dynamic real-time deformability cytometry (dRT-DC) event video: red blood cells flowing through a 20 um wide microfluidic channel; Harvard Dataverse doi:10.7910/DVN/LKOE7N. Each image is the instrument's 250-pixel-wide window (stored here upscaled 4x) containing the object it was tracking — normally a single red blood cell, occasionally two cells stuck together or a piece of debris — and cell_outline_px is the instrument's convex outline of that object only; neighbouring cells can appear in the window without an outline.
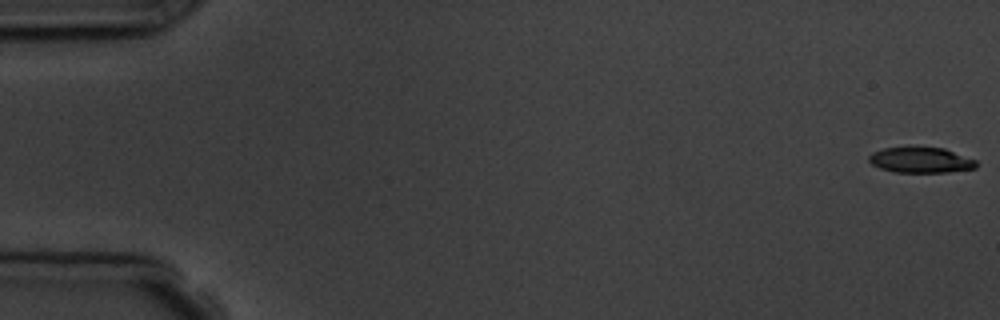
{"species": "common noctule bat (a hibernating species)", "species_latin": "Nyctalus noctula", "temperature_condition": "room temperature", "stored_images_in_passage": 6, "camera_frame_rate_fps": 3000, "um_per_image_px": 0.085, "animal": {"sex": "male", "body_mass_g": 19.5, "forearm_length_mm": 54.6}, "frame": {"image": 1, "passage_image": 1, "time_ms": 0.0, "image_size_px": [1000, 320], "cell_outline_px": [[976, 168], [948, 172], [892, 172], [880, 168], [872, 164], [868, 160], [868, 156], [872, 152], [884, 148], [944, 148], [976, 160]], "centroid_in_image_um": [78.24, 13.62], "position_along_channel_um": 6.8, "area_um2": 15.78}}
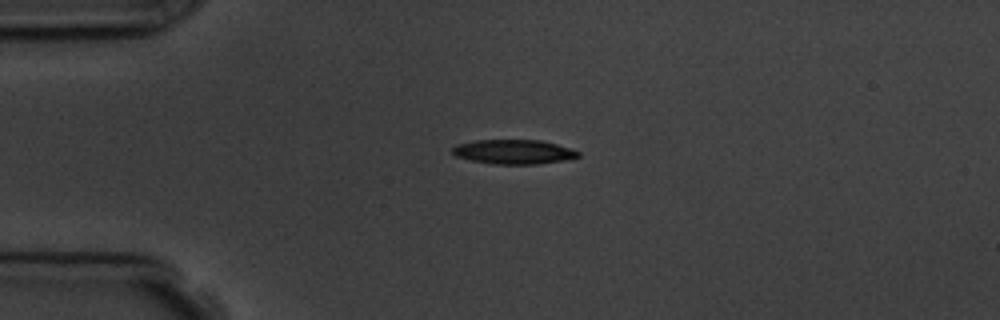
{"frame": {"image": 2, "passage_image": 5, "time_ms": 4.333, "image_size_px": [1000, 320], "cell_outline_px": [[580, 156], [564, 160], [536, 164], [492, 164], [472, 160], [456, 156], [452, 152], [452, 148], [456, 144], [476, 140], [540, 140], [572, 148], [580, 152]], "centroid_in_image_um": [43.67, 12.9], "position_along_channel_um": 41.3, "area_um2": 17.86}}